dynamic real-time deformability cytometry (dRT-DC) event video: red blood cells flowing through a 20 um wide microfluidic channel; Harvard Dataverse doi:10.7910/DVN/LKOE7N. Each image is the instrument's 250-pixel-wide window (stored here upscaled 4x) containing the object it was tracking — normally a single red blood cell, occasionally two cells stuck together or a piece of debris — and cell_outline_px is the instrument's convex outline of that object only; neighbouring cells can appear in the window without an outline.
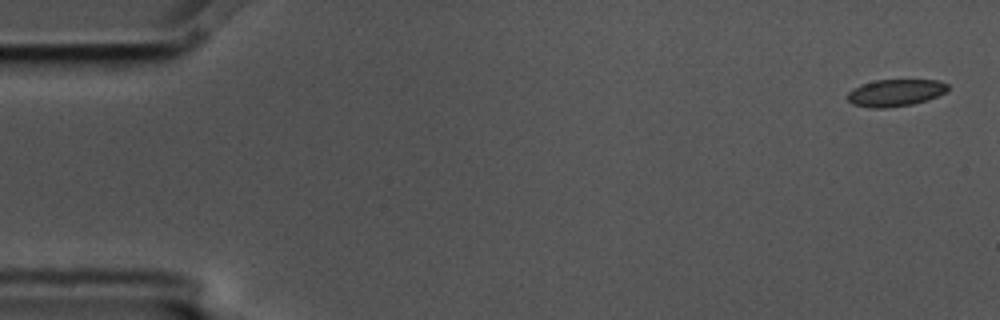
{"species": "common noctule bat (a hibernating species)", "species_latin": "Nyctalus noctula", "temperature_condition": "cold", "stored_images_in_passage": 5, "camera_frame_rate_fps": 3000, "um_per_image_px": 0.085, "animal": {"sex": "male", "body_mass_g": 17.5, "forearm_length_mm": 52.3}, "frame": {"image": 1, "passage_image": 1, "time_ms": 0.0, "image_size_px": [1000, 320], "cell_outline_px": [[948, 88], [944, 92], [936, 96], [912, 104], [884, 108], [872, 108], [852, 104], [848, 100], [848, 92], [852, 88], [860, 84], [876, 80], [936, 80], [948, 84]], "centroid_in_image_um": [76.05, 7.88], "position_along_channel_um": 9.0, "area_um2": 15.61}}
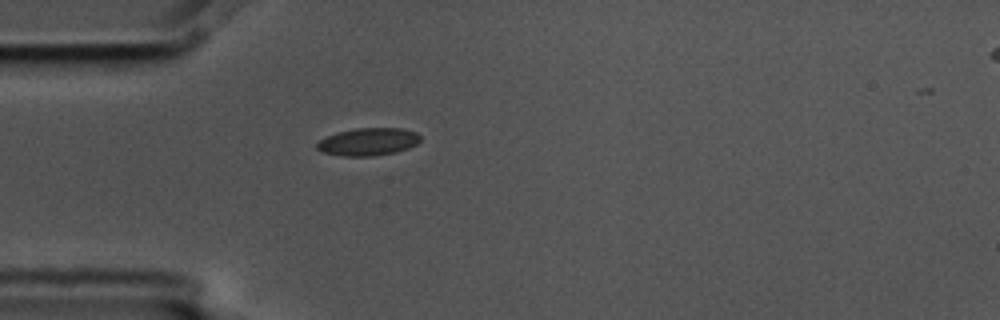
{"frame": {"image": 2, "passage_image": 5, "time_ms": 1.333, "image_size_px": [1000, 320], "cell_outline_px": [[420, 140], [416, 144], [408, 148], [396, 152], [372, 156], [344, 156], [324, 152], [316, 148], [316, 144], [320, 140], [328, 136], [340, 132], [356, 128], [400, 128], [416, 132], [420, 136]], "centroid_in_image_um": [31.32, 12.05], "position_along_channel_um": 53.7, "area_um2": 16.42}}